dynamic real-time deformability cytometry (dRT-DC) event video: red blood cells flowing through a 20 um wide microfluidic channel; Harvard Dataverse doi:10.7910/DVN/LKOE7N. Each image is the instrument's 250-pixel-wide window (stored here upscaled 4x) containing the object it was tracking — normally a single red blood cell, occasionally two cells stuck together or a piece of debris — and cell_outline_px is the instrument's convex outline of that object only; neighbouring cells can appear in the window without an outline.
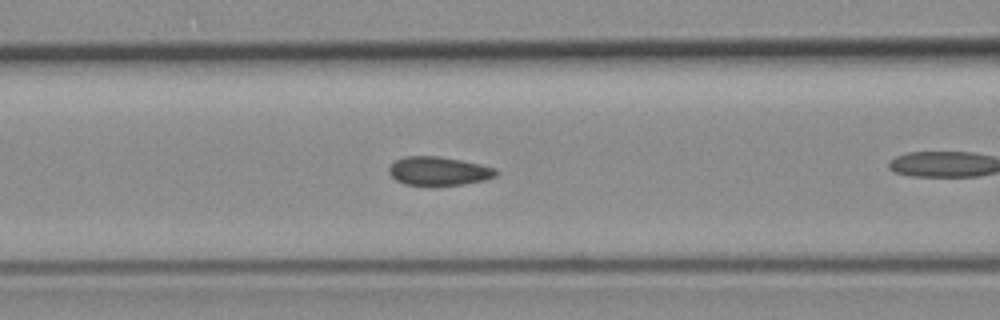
{"species": "common noctule bat (a hibernating species)", "species_latin": "Nyctalus noctula", "temperature_condition": "room temperature", "stored_images_in_passage": 31, "camera_frame_rate_fps": 3000, "um_per_image_px": 0.085, "animal": {"sex": "female", "body_mass_g": 19.3, "forearm_length_mm": 54.1}, "frame": {"image": 1, "passage_image": 11, "time_ms": 3.333, "image_size_px": [1000, 320], "cell_outline_px": [[500, 172], [496, 176], [484, 180], [464, 184], [404, 184], [396, 180], [388, 172], [388, 168], [396, 160], [404, 156], [440, 156], [480, 164], [496, 168]], "centroid_in_image_um": [37.31, 14.52], "position_along_channel_um": 129.3, "area_um2": 17.69}}
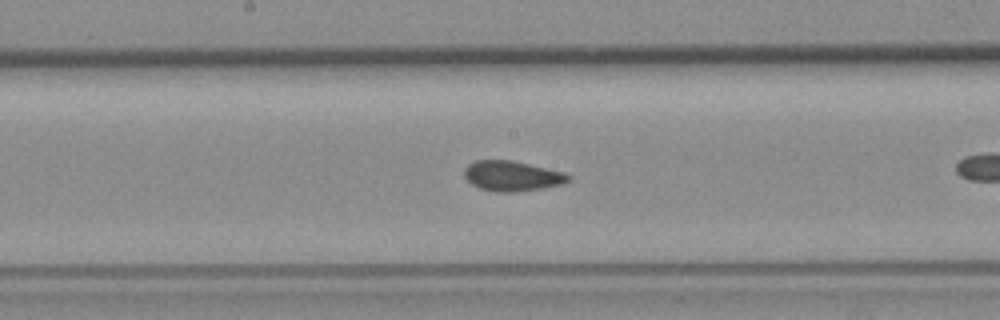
{"frame": {"image": 2, "passage_image": 17, "time_ms": 5.333, "image_size_px": [1000, 320], "cell_outline_px": [[572, 180], [560, 184], [544, 188], [516, 192], [496, 192], [480, 188], [472, 184], [464, 176], [464, 168], [468, 164], [476, 160], [512, 160], [564, 172], [572, 176]], "centroid_in_image_um": [43.54, 14.96], "position_along_channel_um": 204.7, "area_um2": 18.38}}
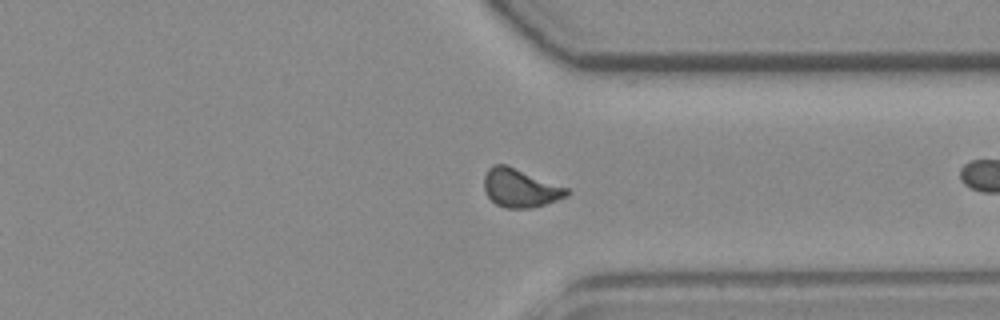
{"frame": {"image": 3, "passage_image": 30, "time_ms": 9.667, "image_size_px": [1000, 320], "cell_outline_px": [[572, 192], [568, 196], [532, 208], [504, 208], [496, 204], [488, 196], [484, 188], [484, 176], [488, 168], [492, 164], [508, 164], [568, 188]], "centroid_in_image_um": [44.22, 15.96], "position_along_channel_um": 367.2, "area_um2": 18.73}}